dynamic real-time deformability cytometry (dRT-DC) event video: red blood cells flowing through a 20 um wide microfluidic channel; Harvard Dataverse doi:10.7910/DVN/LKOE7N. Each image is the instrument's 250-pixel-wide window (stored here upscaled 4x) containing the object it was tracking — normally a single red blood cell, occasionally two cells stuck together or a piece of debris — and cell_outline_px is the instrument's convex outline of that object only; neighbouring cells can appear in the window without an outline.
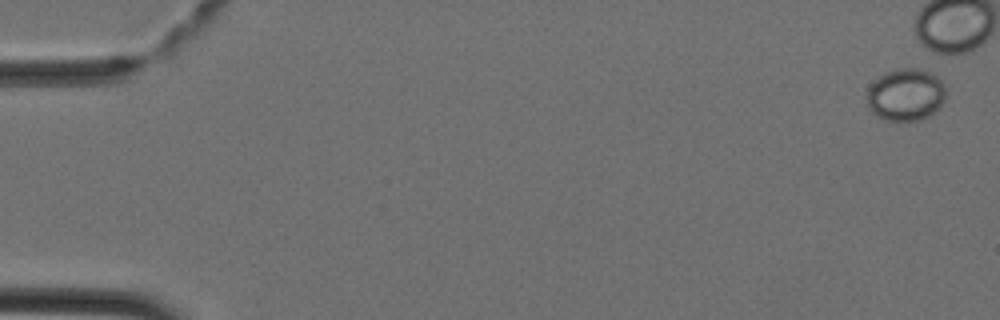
{"species": "Egyptian fruit bat (a non-hibernating species)", "species_latin": "Rousettus aegyptiacus", "temperature_condition": "cold", "stored_images_in_passage": 6, "camera_frame_rate_fps": 3000, "um_per_image_px": 0.085, "animal": {"sex": "female"}, "frame": {"image": 1, "passage_image": 1, "time_ms": 0.0, "image_size_px": [1000, 320], "cell_outline_px": [[948, 96], [928, 116], [916, 120], [888, 120], [876, 116], [868, 108], [868, 88], [884, 72], [896, 68], [920, 68], [932, 72], [944, 84]], "centroid_in_image_um": [77.0, 8.02], "position_along_channel_um": 8.0, "area_um2": 23.99}}